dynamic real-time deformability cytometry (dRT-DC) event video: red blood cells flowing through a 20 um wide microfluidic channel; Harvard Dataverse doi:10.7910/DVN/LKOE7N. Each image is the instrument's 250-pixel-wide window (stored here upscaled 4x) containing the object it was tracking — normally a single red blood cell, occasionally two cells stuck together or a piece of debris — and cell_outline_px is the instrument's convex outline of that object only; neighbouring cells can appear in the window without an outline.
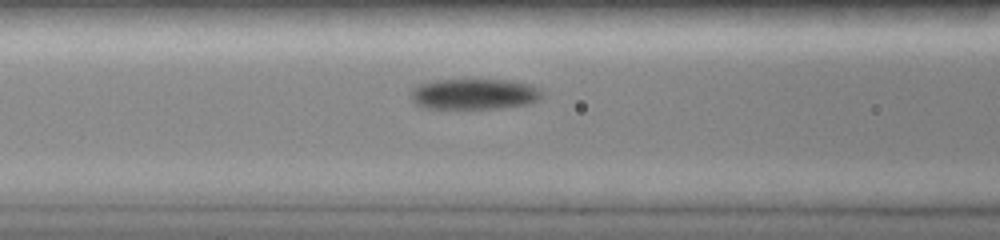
{"species": "common noctule bat (a hibernating species)", "species_latin": "Nyctalus noctula", "temperature_condition": "room temperature", "stored_images_in_passage": 9, "camera_frame_rate_fps": 3000, "um_per_image_px": 0.085, "animal": {"sex": "female", "body_mass_g": 19.0, "forearm_length_mm": 51.5}, "frame": {"image": 1, "passage_image": 7, "time_ms": 2.0, "image_size_px": [1000, 240], "cell_outline_px": [[544, 92], [540, 100], [532, 104], [504, 108], [424, 108], [416, 104], [412, 100], [412, 88], [416, 84], [436, 80], [504, 80], [528, 84]], "centroid_in_image_um": [40.32, 8.0], "position_along_channel_um": 126.3, "area_um2": 23.58}}